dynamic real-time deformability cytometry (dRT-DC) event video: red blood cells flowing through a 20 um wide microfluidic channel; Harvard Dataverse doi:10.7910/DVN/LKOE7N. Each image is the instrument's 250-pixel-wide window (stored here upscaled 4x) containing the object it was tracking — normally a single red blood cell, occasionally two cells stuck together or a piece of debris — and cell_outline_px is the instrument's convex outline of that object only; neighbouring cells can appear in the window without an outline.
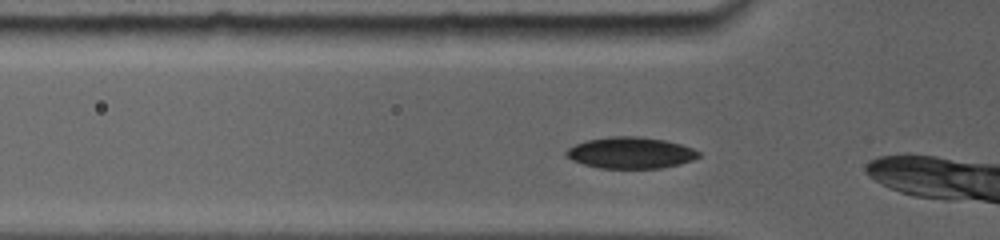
{"species": "common noctule bat (a hibernating species)", "species_latin": "Nyctalus noctula", "temperature_condition": "room temperature", "stored_images_in_passage": 7, "camera_frame_rate_fps": 5000, "um_per_image_px": 0.085, "animal": {"sex": "female", "body_mass_g": 19.0, "forearm_length_mm": 56.7}, "frame": {"image": 1, "passage_image": 3, "time_ms": 0.8, "image_size_px": [1000, 240], "cell_outline_px": [[700, 156], [692, 160], [680, 164], [660, 168], [600, 168], [584, 164], [572, 160], [564, 152], [568, 148], [576, 144], [588, 140], [616, 136], [632, 136], [664, 140], [680, 144], [692, 148], [700, 152]], "centroid_in_image_um": [53.61, 12.99], "position_along_channel_um": 72.2, "area_um2": 23.87}}
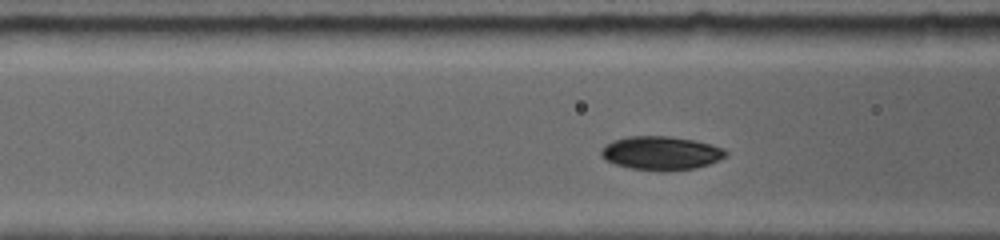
{"frame": {"image": 2, "passage_image": 6, "time_ms": 1.8, "image_size_px": [1000, 240], "cell_outline_px": [[728, 156], [720, 160], [696, 168], [668, 172], [660, 172], [632, 168], [616, 164], [608, 160], [600, 152], [608, 144], [616, 140], [632, 136], [664, 136], [692, 140], [708, 144], [720, 148], [728, 152]], "centroid_in_image_um": [56.25, 13.04], "position_along_channel_um": 110.3, "area_um2": 24.04}}